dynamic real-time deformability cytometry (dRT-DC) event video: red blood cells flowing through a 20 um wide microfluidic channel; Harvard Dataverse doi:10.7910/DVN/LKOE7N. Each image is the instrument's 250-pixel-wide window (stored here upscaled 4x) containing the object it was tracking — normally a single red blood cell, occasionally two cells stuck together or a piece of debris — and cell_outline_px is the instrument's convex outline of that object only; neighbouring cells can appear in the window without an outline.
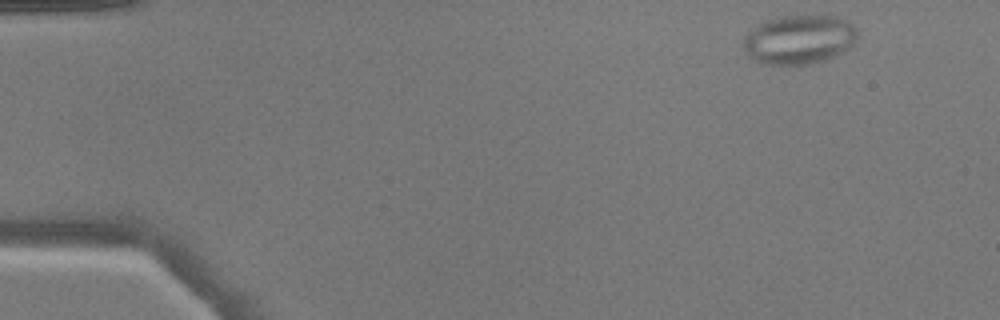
{"species": "common noctule bat (a hibernating species)", "species_latin": "Nyctalus noctula", "temperature_condition": "warm", "stored_images_in_passage": 47, "camera_frame_rate_fps": 3000, "um_per_image_px": 0.085, "animal": {"sex": "male", "body_mass_g": 17.9}, "frame": {"image": 1, "passage_image": 1, "time_ms": 0.0, "image_size_px": [1000, 320], "cell_outline_px": [[856, 40], [848, 48], [824, 60], [808, 64], [768, 64], [756, 60], [748, 56], [744, 48], [744, 36], [748, 32], [760, 24], [768, 20], [780, 16], [836, 16], [848, 20], [856, 28]], "centroid_in_image_um": [67.93, 3.35], "position_along_channel_um": 17.1, "area_um2": 32.14}}
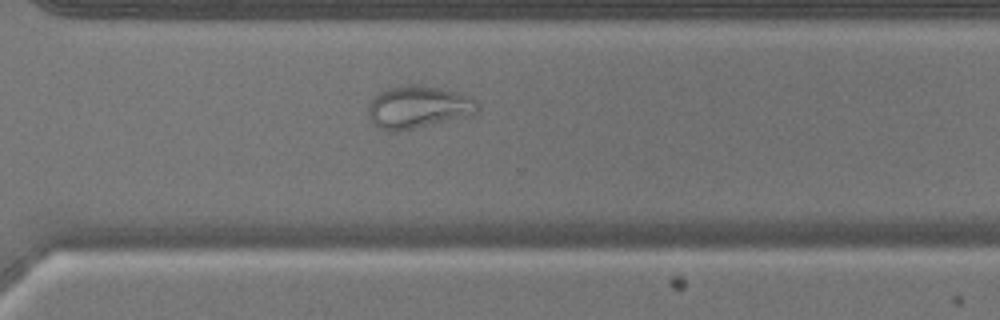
{"frame": {"image": 2, "passage_image": 33, "time_ms": 10.667, "image_size_px": [1000, 320], "cell_outline_px": [[480, 108], [472, 116], [396, 132], [388, 132], [380, 128], [368, 116], [368, 104], [380, 92], [388, 88], [400, 84], [408, 84], [440, 88], [456, 92], [468, 96], [476, 100], [480, 104]], "centroid_in_image_um": [35.57, 9.11], "position_along_channel_um": 335.0, "area_um2": 27.22}}
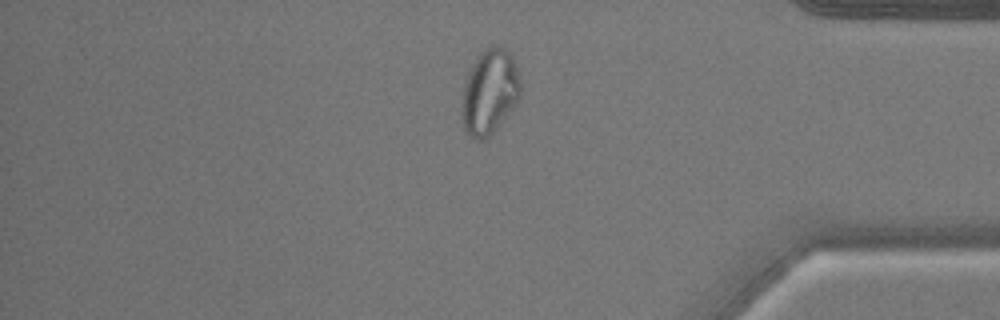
{"frame": {"image": 3, "passage_image": 39, "time_ms": 12.667, "image_size_px": [1000, 320], "cell_outline_px": [[520, 96], [516, 104], [496, 128], [488, 136], [480, 140], [476, 140], [464, 128], [464, 84], [468, 72], [476, 56], [488, 44], [500, 44], [512, 56], [516, 64], [520, 80]], "centroid_in_image_um": [41.66, 7.71], "position_along_channel_um": 393.5, "area_um2": 28.67}}